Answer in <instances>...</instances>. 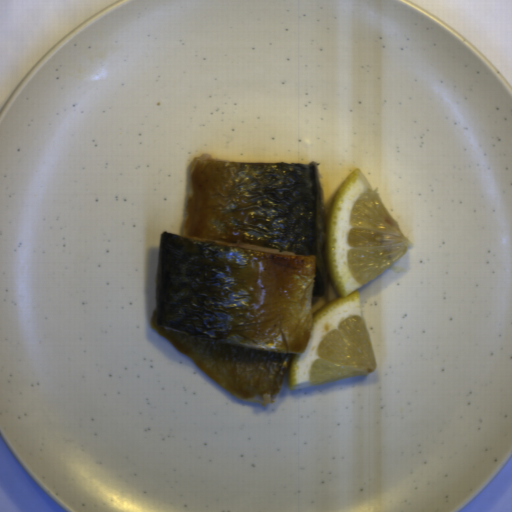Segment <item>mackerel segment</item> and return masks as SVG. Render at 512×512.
<instances>
[{"label":"mackerel segment","instance_id":"mackerel-segment-1","mask_svg":"<svg viewBox=\"0 0 512 512\" xmlns=\"http://www.w3.org/2000/svg\"><path fill=\"white\" fill-rule=\"evenodd\" d=\"M326 239L315 162L196 156L183 233L160 238L153 330L239 399L272 404L330 296Z\"/></svg>","mask_w":512,"mask_h":512}]
</instances>
